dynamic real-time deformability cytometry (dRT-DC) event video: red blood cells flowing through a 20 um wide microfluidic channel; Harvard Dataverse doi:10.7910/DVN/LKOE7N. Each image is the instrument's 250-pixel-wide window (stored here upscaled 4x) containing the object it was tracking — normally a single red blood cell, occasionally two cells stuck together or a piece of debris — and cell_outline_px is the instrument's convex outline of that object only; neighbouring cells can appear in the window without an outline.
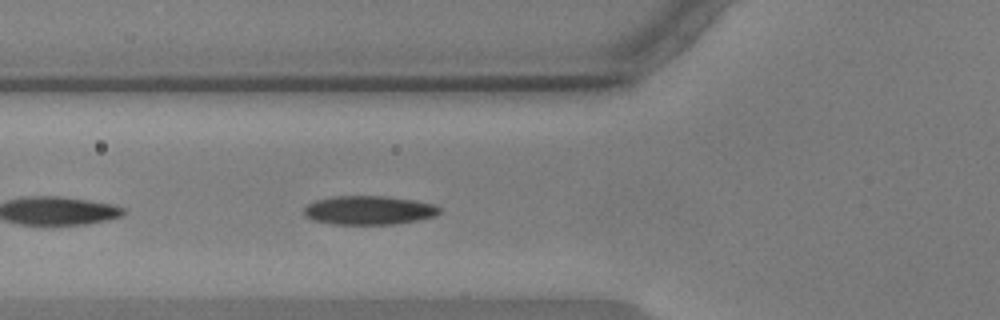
{"species": "common noctule bat (a hibernating species)", "species_latin": "Nyctalus noctula", "temperature_condition": "warm", "stored_images_in_passage": 16, "camera_frame_rate_fps": 3000, "um_per_image_px": 0.085, "animal": {"sex": "male", "body_mass_g": 17.9, "forearm_length_mm": 54.2}, "frame": {"image": 1, "passage_image": 5, "time_ms": 1.333, "image_size_px": [1000, 320], "cell_outline_px": [[440, 212], [436, 216], [396, 224], [332, 224], [312, 220], [304, 216], [304, 208], [308, 204], [316, 200], [332, 196], [388, 196], [436, 204], [440, 208]], "centroid_in_image_um": [31.35, 17.87], "position_along_channel_um": 94.5, "area_um2": 22.89}}
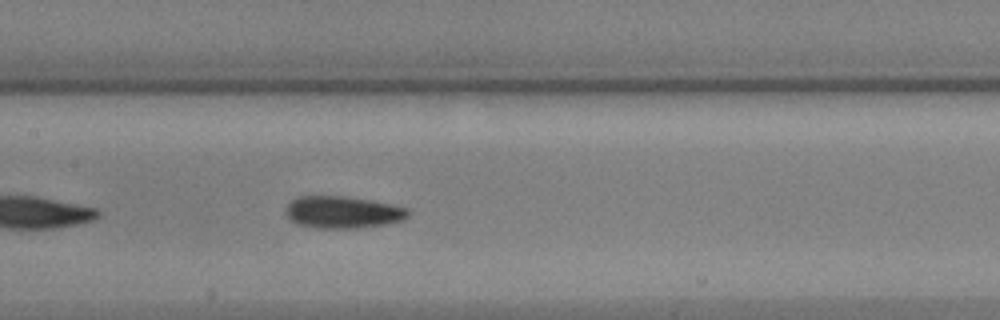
{"frame": {"image": 2, "passage_image": 12, "time_ms": 3.667, "image_size_px": [1000, 320], "cell_outline_px": [[408, 216], [404, 220], [384, 224], [352, 228], [316, 228], [296, 224], [284, 212], [284, 208], [292, 200], [300, 196], [344, 196], [372, 200], [392, 204], [408, 208]], "centroid_in_image_um": [29.12, 18.03], "position_along_channel_um": 178.3, "area_um2": 22.89}}